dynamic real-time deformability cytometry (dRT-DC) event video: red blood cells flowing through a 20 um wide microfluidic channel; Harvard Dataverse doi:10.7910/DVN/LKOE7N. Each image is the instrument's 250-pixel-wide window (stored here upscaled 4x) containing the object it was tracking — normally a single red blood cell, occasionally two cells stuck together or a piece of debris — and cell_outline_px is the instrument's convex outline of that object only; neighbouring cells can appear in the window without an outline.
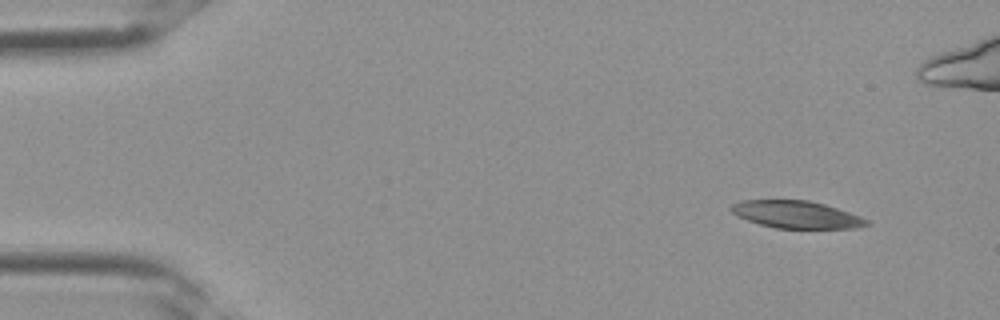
{"species": "Egyptian fruit bat (a non-hibernating species)", "species_latin": "Rousettus aegyptiacus", "temperature_condition": "room temperature", "stored_images_in_passage": 4, "camera_frame_rate_fps": 3000, "um_per_image_px": 0.085, "frame": {"image": 1, "passage_image": 1, "time_ms": 0.0, "image_size_px": [1000, 320], "cell_outline_px": [[872, 224], [856, 228], [776, 228], [760, 224], [748, 220], [732, 212], [728, 208], [732, 204], [740, 200], [808, 200], [824, 204], [860, 216], [868, 220]], "centroid_in_image_um": [67.7, 18.23], "position_along_channel_um": 17.3, "area_um2": 21.44}}